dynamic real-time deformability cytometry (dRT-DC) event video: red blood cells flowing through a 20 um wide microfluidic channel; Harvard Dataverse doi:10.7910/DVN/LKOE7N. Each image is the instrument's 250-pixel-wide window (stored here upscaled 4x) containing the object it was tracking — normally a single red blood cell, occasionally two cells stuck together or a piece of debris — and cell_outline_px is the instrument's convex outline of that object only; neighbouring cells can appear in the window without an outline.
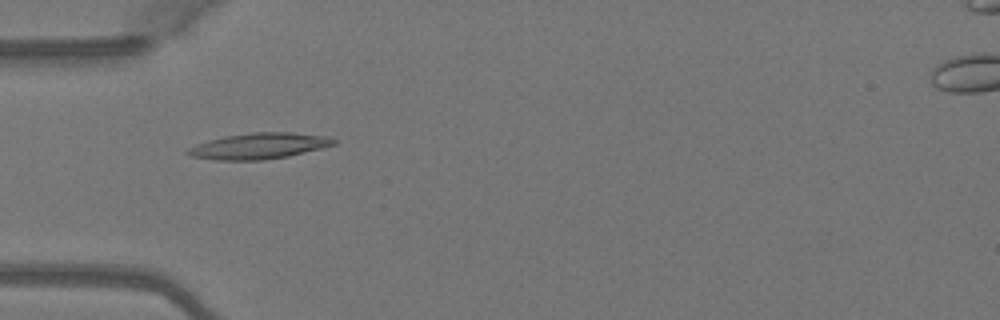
{"species": "Egyptian fruit bat (a non-hibernating species)", "species_latin": "Rousettus aegyptiacus", "temperature_condition": "warm", "stored_images_in_passage": 5, "camera_frame_rate_fps": 3000, "um_per_image_px": 0.085, "animal": {"sex": "female"}, "frame": {"image": 1, "passage_image": 3, "time_ms": 0.667, "image_size_px": [1000, 320], "cell_outline_px": [[336, 144], [288, 156], [264, 160], [216, 160], [192, 156], [184, 152], [188, 148], [196, 144], [208, 140], [224, 136], [252, 132], [292, 132], [328, 136], [336, 140]], "centroid_in_image_um": [22.0, 12.4], "position_along_channel_um": 63.0, "area_um2": 22.08}}
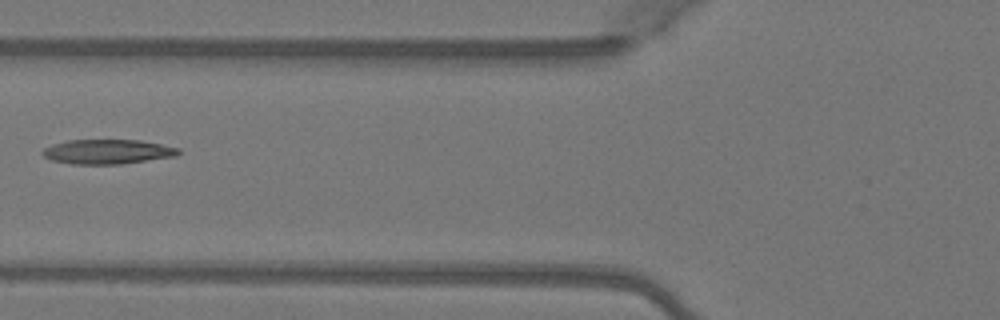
{"frame": {"image": 2, "passage_image": 4, "time_ms": 1.0, "image_size_px": [1000, 320], "cell_outline_px": [[180, 152], [176, 156], [120, 164], [72, 164], [52, 160], [44, 156], [40, 152], [44, 148], [52, 144], [68, 140], [140, 140], [180, 148]], "centroid_in_image_um": [9.12, 12.89], "position_along_channel_um": 116.7, "area_um2": 19.42}}
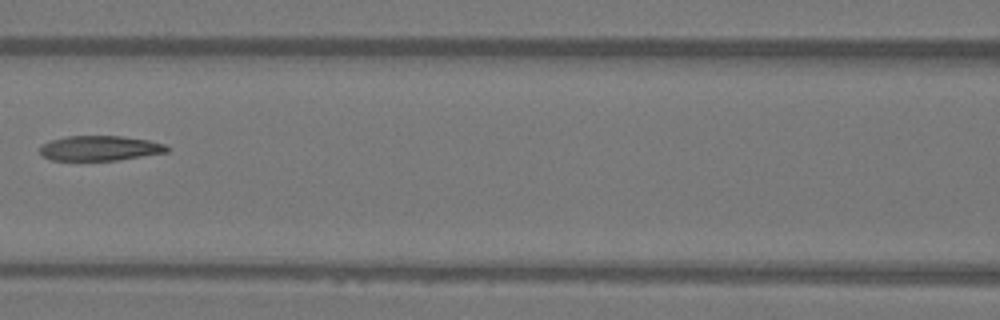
{"frame": {"image": 3, "passage_image": 5, "time_ms": 1.333, "image_size_px": [1000, 320], "cell_outline_px": [[172, 148], [168, 152], [116, 160], [52, 160], [40, 156], [40, 148], [44, 144], [52, 140], [68, 136], [120, 136], [148, 140], [164, 144]], "centroid_in_image_um": [8.5, 12.6], "position_along_channel_um": 158.1, "area_um2": 18.38}}